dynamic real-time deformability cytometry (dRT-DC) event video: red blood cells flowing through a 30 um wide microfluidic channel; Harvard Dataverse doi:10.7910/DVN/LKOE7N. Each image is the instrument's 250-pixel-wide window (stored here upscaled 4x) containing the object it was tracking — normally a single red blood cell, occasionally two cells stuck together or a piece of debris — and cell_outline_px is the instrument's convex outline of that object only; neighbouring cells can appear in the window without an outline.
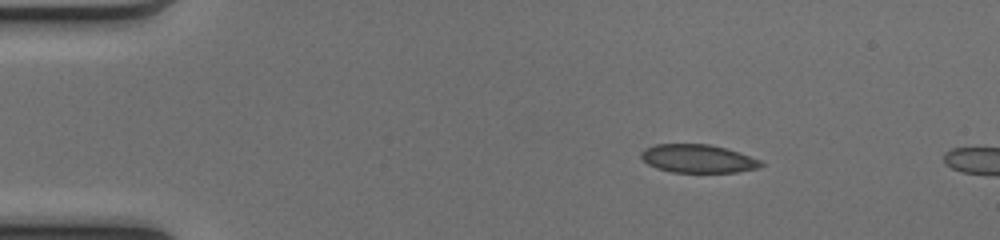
{"species": "common noctule bat (a hibernating species)", "species_latin": "Nyctalus noctula", "temperature_condition": "cold", "stored_images_in_passage": 42, "camera_frame_rate_fps": 3000, "um_per_image_px": 0.085, "animal": {"sex": "female", "body_mass_g": 17.0, "forearm_length_mm": 48.0}, "frame": {"image": 1, "passage_image": 1, "time_ms": 0.0, "image_size_px": [1000, 240], "cell_outline_px": [[764, 164], [760, 168], [736, 172], [672, 172], [656, 168], [648, 164], [640, 156], [640, 152], [644, 148], [656, 144], [708, 144], [724, 148], [760, 160]], "centroid_in_image_um": [59.28, 13.49], "position_along_channel_um": 25.7, "area_um2": 19.59}}
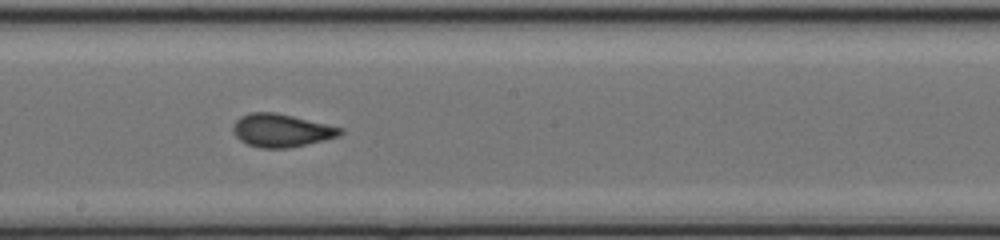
{"frame": {"image": 2, "passage_image": 21, "time_ms": 6.667, "image_size_px": [1000, 240], "cell_outline_px": [[344, 132], [340, 136], [324, 140], [288, 148], [260, 148], [248, 144], [240, 140], [232, 132], [232, 128], [236, 120], [240, 116], [248, 112], [276, 112], [344, 128]], "centroid_in_image_um": [23.91, 11.08], "position_along_channel_um": 224.3, "area_um2": 20.75}}
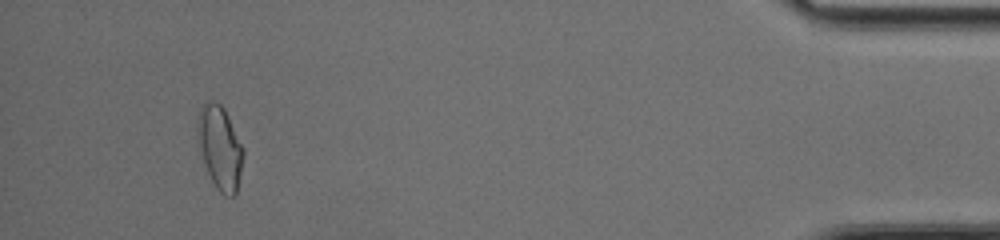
{"frame": {"image": 3, "passage_image": 40, "time_ms": 13.0, "image_size_px": [1000, 240], "cell_outline_px": [[244, 156], [236, 196], [224, 196], [216, 188], [208, 172], [196, 140], [196, 124], [200, 112], [204, 104], [208, 100], [220, 104], [224, 108], [244, 148]], "centroid_in_image_um": [18.7, 12.57], "position_along_channel_um": 416.5, "area_um2": 22.31}}